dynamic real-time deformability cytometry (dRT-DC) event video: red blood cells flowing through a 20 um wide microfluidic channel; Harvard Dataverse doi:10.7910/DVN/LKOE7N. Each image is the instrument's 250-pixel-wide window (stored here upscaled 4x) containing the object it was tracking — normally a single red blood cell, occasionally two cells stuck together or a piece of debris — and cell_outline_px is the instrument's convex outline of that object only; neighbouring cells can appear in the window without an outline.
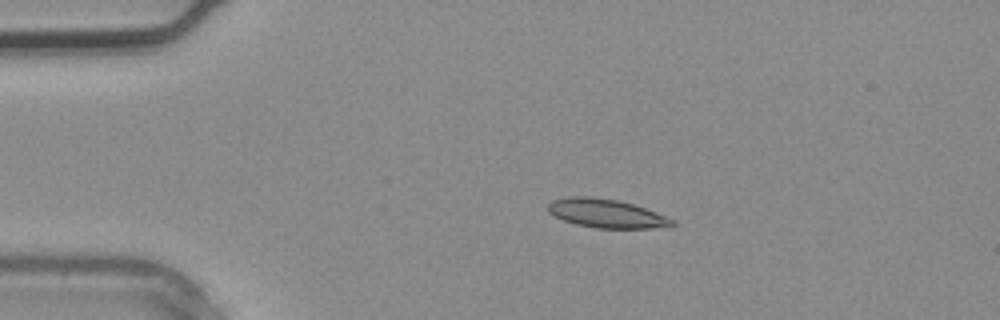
{"species": "common noctule bat (a hibernating species)", "species_latin": "Nyctalus noctula", "temperature_condition": "warm", "stored_images_in_passage": 2, "camera_frame_rate_fps": 3000, "um_per_image_px": 0.085, "animal": {"sex": "male", "body_mass_g": 20.4}, "frame": {"image": 1, "passage_image": 1, "time_ms": 0.0, "image_size_px": [1000, 320], "cell_outline_px": [[676, 224], [668, 228], [596, 228], [576, 224], [564, 220], [548, 212], [548, 204], [552, 200], [568, 196], [588, 196], [616, 200], [632, 204], [644, 208], [676, 220]], "centroid_in_image_um": [51.57, 18.15], "position_along_channel_um": 33.4, "area_um2": 20.75}}